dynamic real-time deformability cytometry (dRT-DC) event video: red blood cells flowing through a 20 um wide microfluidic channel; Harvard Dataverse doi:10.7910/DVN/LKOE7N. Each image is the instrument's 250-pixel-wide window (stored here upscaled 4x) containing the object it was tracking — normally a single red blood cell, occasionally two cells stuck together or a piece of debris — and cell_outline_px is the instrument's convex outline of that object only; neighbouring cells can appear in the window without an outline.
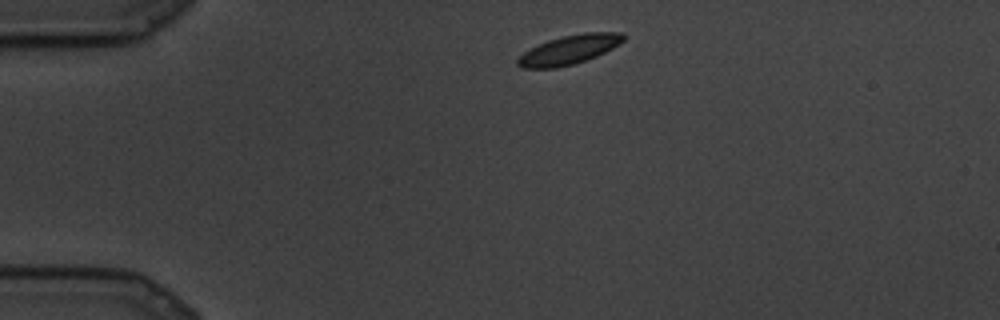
{"species": "common noctule bat (a hibernating species)", "species_latin": "Nyctalus noctula", "temperature_condition": "cold", "stored_images_in_passage": 10, "camera_frame_rate_fps": 3000, "um_per_image_px": 0.085, "animal": {"sex": "male", "body_mass_g": 19.5, "forearm_length_mm": 54.6}, "frame": {"image": 1, "passage_image": 1, "time_ms": 0.0, "image_size_px": [1000, 320], "cell_outline_px": [[624, 40], [620, 44], [596, 56], [572, 64], [556, 68], [520, 68], [516, 64], [516, 60], [524, 52], [548, 40], [564, 36], [584, 32], [624, 32]], "centroid_in_image_um": [48.38, 4.22], "position_along_channel_um": 36.6, "area_um2": 17.74}}